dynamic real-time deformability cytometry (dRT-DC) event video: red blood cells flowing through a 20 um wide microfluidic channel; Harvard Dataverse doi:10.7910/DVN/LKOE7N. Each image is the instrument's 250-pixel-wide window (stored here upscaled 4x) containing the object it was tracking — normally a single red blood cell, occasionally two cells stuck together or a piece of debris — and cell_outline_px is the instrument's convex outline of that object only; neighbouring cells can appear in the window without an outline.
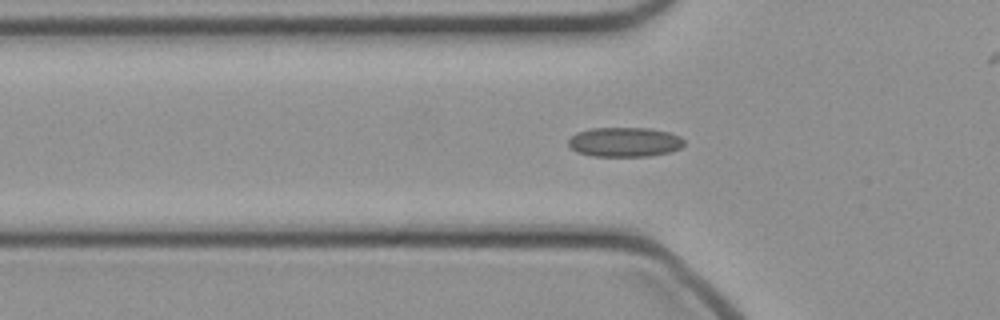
{"species": "common noctule bat (a hibernating species)", "species_latin": "Nyctalus noctula", "temperature_condition": "cold", "stored_images_in_passage": 43, "camera_frame_rate_fps": 3000, "um_per_image_px": 0.085, "animal": {"sex": "female", "body_mass_g": 21.9}, "frame": {"image": 1, "passage_image": 10, "time_ms": 3.0, "image_size_px": [1000, 320], "cell_outline_px": [[684, 144], [680, 148], [672, 152], [648, 156], [592, 156], [576, 152], [568, 144], [568, 140], [576, 132], [592, 128], [652, 128], [668, 132], [680, 136], [684, 140]], "centroid_in_image_um": [53.1, 12.07], "position_along_channel_um": 72.7, "area_um2": 20.06}}
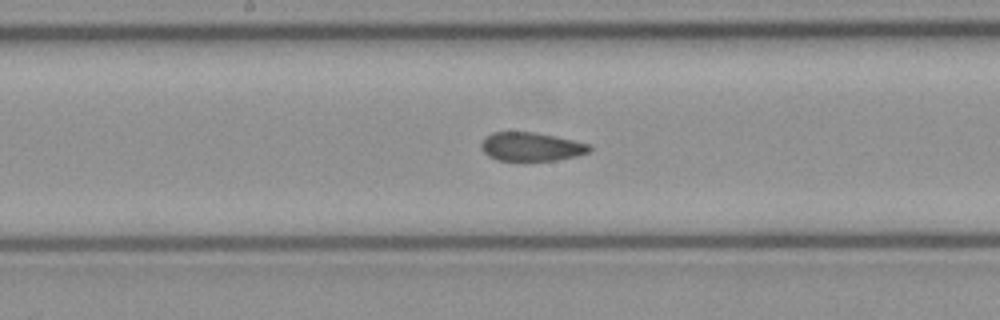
{"frame": {"image": 2, "passage_image": 19, "time_ms": 6.0, "image_size_px": [1000, 320], "cell_outline_px": [[592, 148], [588, 152], [576, 156], [556, 160], [496, 160], [488, 156], [480, 148], [480, 144], [492, 132], [536, 132], [556, 136], [592, 144]], "centroid_in_image_um": [45.17, 12.46], "position_along_channel_um": 203.0, "area_um2": 18.09}}
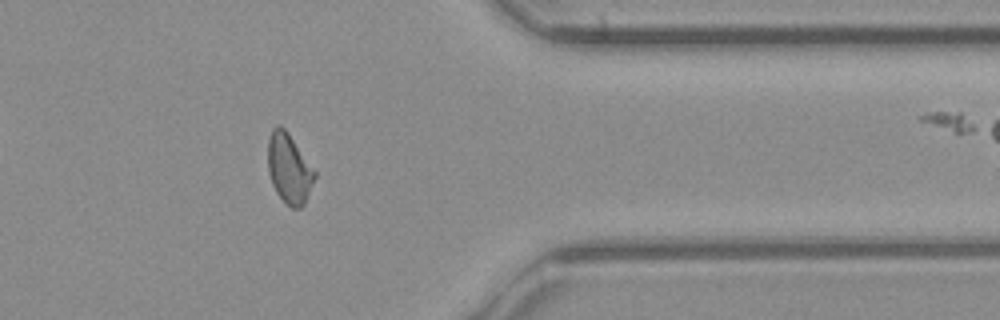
{"frame": {"image": 3, "passage_image": 33, "time_ms": 10.667, "image_size_px": [1000, 320], "cell_outline_px": [[316, 176], [304, 204], [300, 208], [292, 208], [276, 192], [272, 184], [268, 172], [268, 140], [272, 128], [276, 124], [280, 124], [288, 132], [316, 172]], "centroid_in_image_um": [24.56, 14.29], "position_along_channel_um": 386.8, "area_um2": 18.9}}